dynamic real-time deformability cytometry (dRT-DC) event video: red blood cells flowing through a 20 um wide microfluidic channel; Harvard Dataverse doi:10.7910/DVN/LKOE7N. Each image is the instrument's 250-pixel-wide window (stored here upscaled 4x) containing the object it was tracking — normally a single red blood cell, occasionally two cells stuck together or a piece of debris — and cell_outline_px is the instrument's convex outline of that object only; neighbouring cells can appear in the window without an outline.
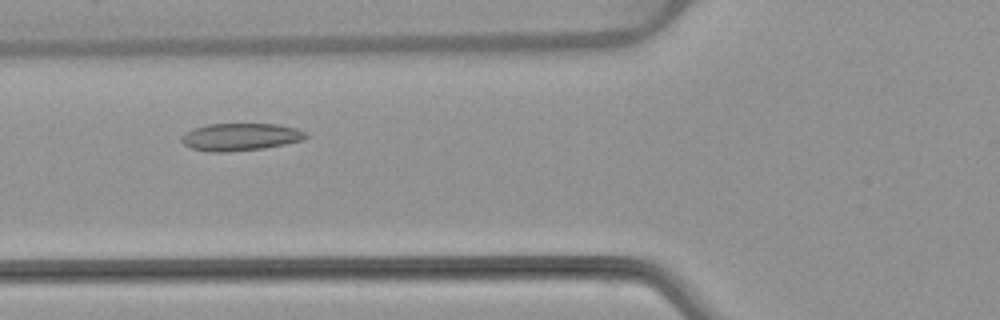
{"species": "common noctule bat (a hibernating species)", "species_latin": "Nyctalus noctula", "temperature_condition": "warm", "stored_images_in_passage": 47, "camera_frame_rate_fps": 3000, "um_per_image_px": 0.085, "animal": {"sex": "female", "body_mass_g": 22.7, "forearm_length_mm": 54.2}, "frame": {"image": 1, "passage_image": 14, "time_ms": 4.333, "image_size_px": [1000, 320], "cell_outline_px": [[308, 136], [304, 140], [264, 148], [224, 152], [212, 152], [192, 148], [184, 144], [180, 140], [180, 136], [184, 132], [192, 128], [208, 124], [276, 124], [296, 128], [308, 132]], "centroid_in_image_um": [20.43, 11.63], "position_along_channel_um": 105.4, "area_um2": 20.0}}
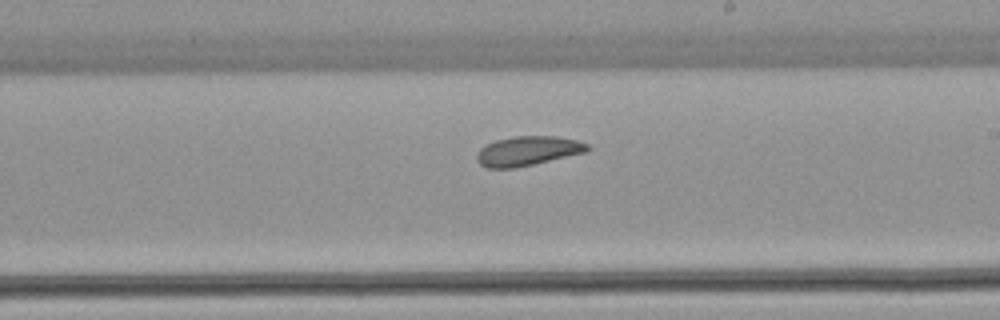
{"frame": {"image": 2, "passage_image": 25, "time_ms": 8.0, "image_size_px": [1000, 320], "cell_outline_px": [[592, 148], [584, 152], [516, 168], [488, 168], [480, 164], [476, 160], [476, 156], [480, 148], [496, 140], [516, 136], [556, 136], [576, 140], [588, 144]], "centroid_in_image_um": [44.84, 12.83], "position_along_channel_um": 244.2, "area_um2": 18.79}}
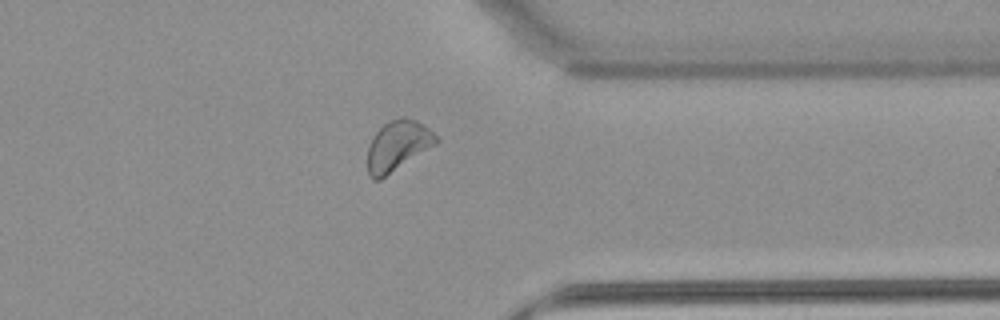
{"frame": {"image": 3, "passage_image": 36, "time_ms": 11.667, "image_size_px": [1000, 320], "cell_outline_px": [[440, 140], [436, 144], [380, 180], [372, 180], [368, 176], [368, 148], [372, 136], [388, 120], [404, 116], [416, 120], [424, 124]], "centroid_in_image_um": [33.79, 12.38], "position_along_channel_um": 377.6, "area_um2": 20.11}, "authors_computed_cell_mechanics": {"area_um2": 19.9988, "velocity_mm_per_s": 3.7892, "shape_relaxation_time_tau1_ms": null, "shape_relaxation_time_tau2_ms": 4.7049, "deformation_change_tau1": null, "deformation_change_tau2": 0.0804}}